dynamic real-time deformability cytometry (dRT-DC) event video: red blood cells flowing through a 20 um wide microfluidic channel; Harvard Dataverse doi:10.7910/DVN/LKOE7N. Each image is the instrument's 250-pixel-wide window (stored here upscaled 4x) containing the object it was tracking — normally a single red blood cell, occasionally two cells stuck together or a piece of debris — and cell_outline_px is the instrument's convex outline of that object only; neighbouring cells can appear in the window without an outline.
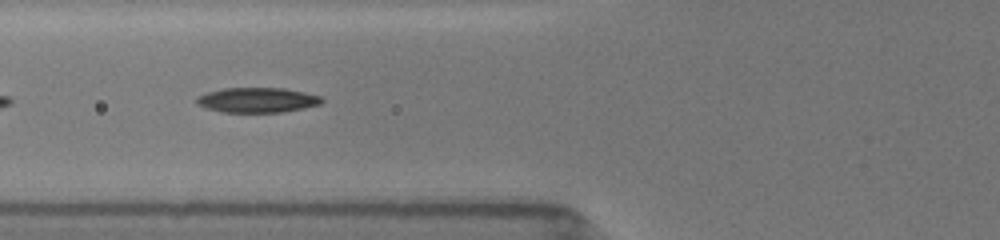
{"species": "common noctule bat (a hibernating species)", "species_latin": "Nyctalus noctula", "temperature_condition": "room temperature", "stored_images_in_passage": 16, "camera_frame_rate_fps": 3000, "um_per_image_px": 0.085, "animal": {"sex": "female", "body_mass_g": 19.5, "forearm_length_mm": 54.1}, "frame": {"image": 1, "passage_image": 7, "time_ms": 1.333, "image_size_px": [1000, 240], "cell_outline_px": [[324, 100], [320, 104], [304, 108], [284, 112], [220, 112], [196, 104], [196, 96], [208, 92], [224, 88], [284, 88], [304, 92], [320, 96]], "centroid_in_image_um": [21.86, 8.5], "position_along_channel_um": 103.9, "area_um2": 18.21}}
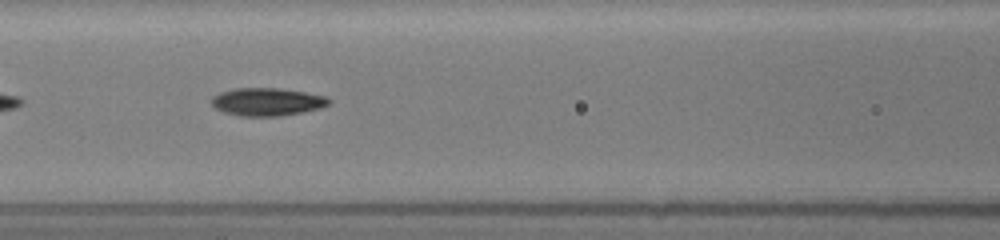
{"frame": {"image": 2, "passage_image": 11, "time_ms": 2.333, "image_size_px": [1000, 240], "cell_outline_px": [[332, 100], [328, 104], [320, 108], [304, 112], [280, 116], [240, 116], [224, 112], [216, 108], [212, 104], [212, 96], [220, 92], [236, 88], [280, 88], [304, 92], [324, 96]], "centroid_in_image_um": [22.7, 8.65], "position_along_channel_um": 143.9, "area_um2": 19.02}}
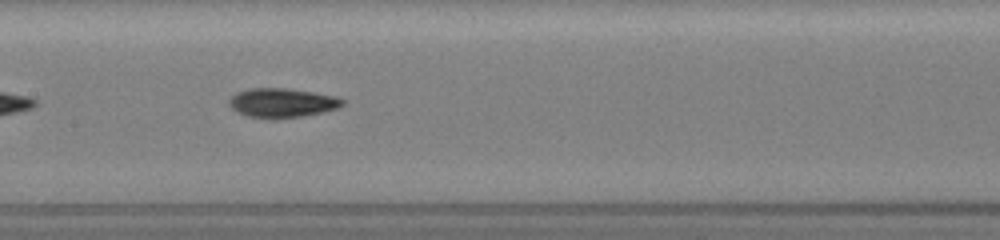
{"frame": {"image": 3, "passage_image": 15, "time_ms": 3.333, "image_size_px": [1000, 240], "cell_outline_px": [[344, 104], [340, 108], [324, 112], [304, 116], [272, 120], [248, 116], [236, 112], [228, 104], [228, 100], [236, 92], [248, 88], [288, 88], [336, 96], [344, 100]], "centroid_in_image_um": [23.97, 8.75], "position_along_channel_um": 183.4, "area_um2": 19.77}}